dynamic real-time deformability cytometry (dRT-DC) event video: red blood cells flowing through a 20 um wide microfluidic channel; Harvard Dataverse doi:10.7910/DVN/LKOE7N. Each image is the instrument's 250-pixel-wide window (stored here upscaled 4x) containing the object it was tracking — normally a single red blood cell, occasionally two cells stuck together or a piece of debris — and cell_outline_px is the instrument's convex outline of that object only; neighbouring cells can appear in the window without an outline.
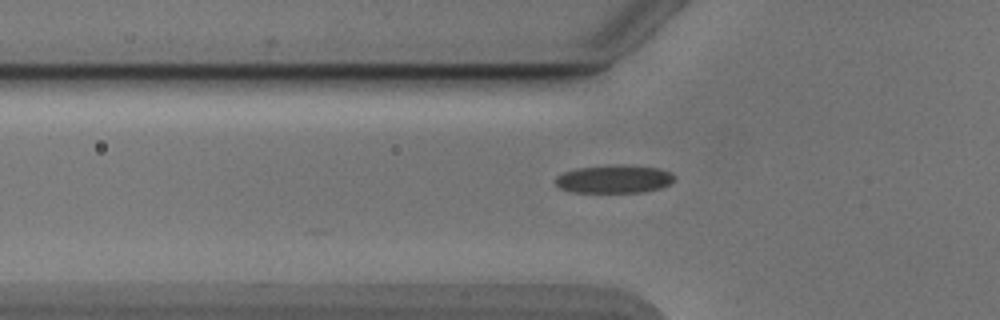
{"species": "Egyptian fruit bat (a non-hibernating species)", "species_latin": "Rousettus aegyptiacus", "temperature_condition": "cold", "stored_images_in_passage": 34, "camera_frame_rate_fps": 3000, "um_per_image_px": 0.085, "animal": {"sex": "male"}, "frame": {"image": 1, "passage_image": 3, "time_ms": 0.667, "image_size_px": [1000, 320], "cell_outline_px": [[676, 176], [668, 184], [660, 188], [644, 192], [572, 192], [560, 188], [552, 180], [556, 176], [564, 172], [576, 168], [608, 164], [660, 168], [672, 172]], "centroid_in_image_um": [52.16, 15.21], "position_along_channel_um": 73.6, "area_um2": 19.65}}
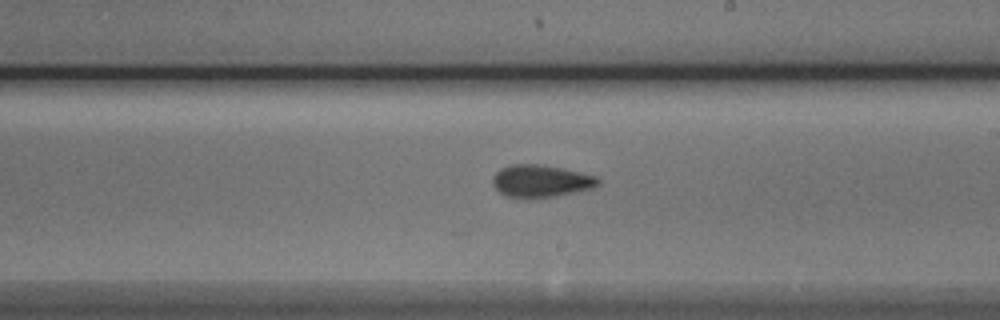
{"frame": {"image": 2, "passage_image": 16, "time_ms": 5.0, "image_size_px": [1000, 320], "cell_outline_px": [[600, 184], [592, 188], [556, 196], [504, 196], [492, 184], [492, 176], [500, 168], [512, 164], [536, 164], [560, 168], [580, 172], [596, 176], [600, 180]], "centroid_in_image_um": [45.96, 15.36], "position_along_channel_um": 243.0, "area_um2": 19.42}}
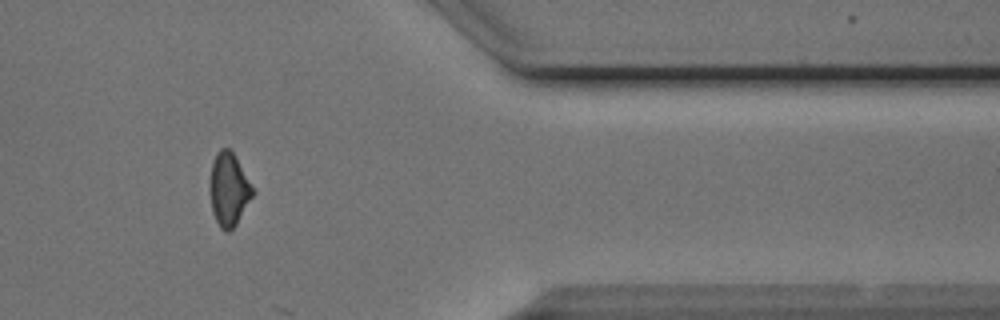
{"frame": {"image": 3, "passage_image": 29, "time_ms": 9.333, "image_size_px": [1000, 320], "cell_outline_px": [[252, 196], [236, 224], [228, 232], [224, 232], [220, 228], [212, 212], [212, 164], [216, 152], [220, 148], [228, 148], [232, 152], [252, 188]], "centroid_in_image_um": [19.44, 16.13], "position_along_channel_um": 392.0, "area_um2": 17.17}, "authors_computed_cell_mechanics": {"area_um2": 19.0451, "velocity_mm_per_s": 3.8999, "shape_relaxation_time_tau1_ms": 4.5996, "shape_relaxation_time_tau2_ms": 2.9898, "deformation_change_tau1": 0.1062, "deformation_change_tau2": 0.0903}}